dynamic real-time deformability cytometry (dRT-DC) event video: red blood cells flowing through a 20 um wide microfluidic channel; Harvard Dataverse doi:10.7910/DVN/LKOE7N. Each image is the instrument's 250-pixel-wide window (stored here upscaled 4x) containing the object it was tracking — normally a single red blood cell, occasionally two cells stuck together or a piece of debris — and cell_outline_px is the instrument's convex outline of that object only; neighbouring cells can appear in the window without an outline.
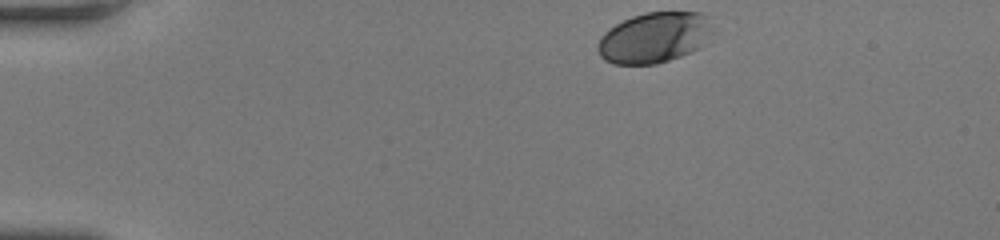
{"species": "human", "species_latin": "Homo sapiens", "temperature_condition": "room temperature", "stored_images_in_passage": 46, "camera_frame_rate_fps": 3000, "um_per_image_px": 0.085, "donor": {"sex": "female"}, "frame": {"image": 1, "passage_image": 1, "time_ms": 0.0, "image_size_px": [1000, 240], "cell_outline_px": [[720, 28], [700, 48], [680, 56], [656, 64], [612, 64], [604, 60], [600, 56], [596, 48], [600, 36], [608, 28], [632, 16], [648, 12], [700, 12]], "centroid_in_image_um": [55.67, 3.19], "position_along_channel_um": 29.3, "area_um2": 34.62}}
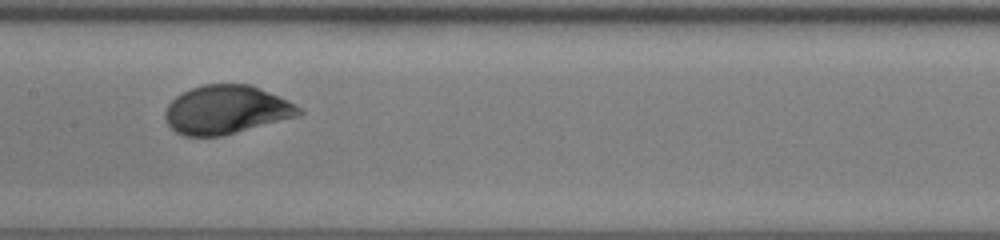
{"frame": {"image": 2, "passage_image": 20, "time_ms": 6.333, "image_size_px": [1000, 240], "cell_outline_px": [[304, 112], [300, 116], [220, 136], [184, 136], [176, 132], [168, 124], [164, 116], [164, 112], [168, 104], [176, 96], [192, 88], [204, 84], [248, 84], [288, 100], [296, 104]], "centroid_in_image_um": [19.23, 9.33], "position_along_channel_um": 188.2, "area_um2": 37.69}}
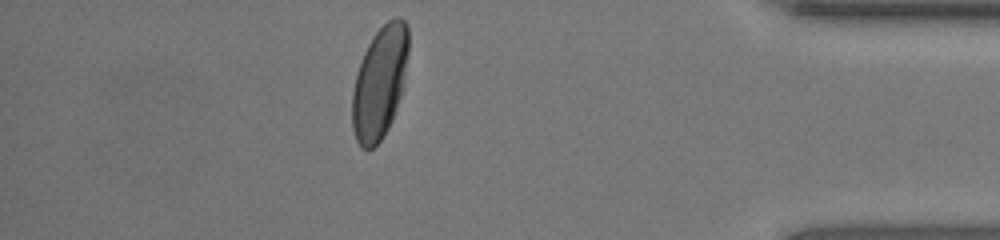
{"frame": {"image": 3, "passage_image": 40, "time_ms": 13.0, "image_size_px": [1000, 240], "cell_outline_px": [[408, 52], [404, 88], [392, 120], [388, 128], [380, 140], [372, 148], [360, 148], [356, 140], [352, 128], [352, 92], [356, 72], [364, 52], [372, 36], [392, 16], [400, 16], [408, 24]], "centroid_in_image_um": [32.28, 6.98], "position_along_channel_um": 402.9, "area_um2": 37.22}, "authors_computed_cell_mechanics": {"area_um2": 37.281, "velocity_mm_per_s": 3.7329, "shape_relaxation_time_tau1_ms": 3.9445, "shape_relaxation_time_tau2_ms": null, "deformation_change_tau1": 0.1524, "deformation_change_tau2": null}}